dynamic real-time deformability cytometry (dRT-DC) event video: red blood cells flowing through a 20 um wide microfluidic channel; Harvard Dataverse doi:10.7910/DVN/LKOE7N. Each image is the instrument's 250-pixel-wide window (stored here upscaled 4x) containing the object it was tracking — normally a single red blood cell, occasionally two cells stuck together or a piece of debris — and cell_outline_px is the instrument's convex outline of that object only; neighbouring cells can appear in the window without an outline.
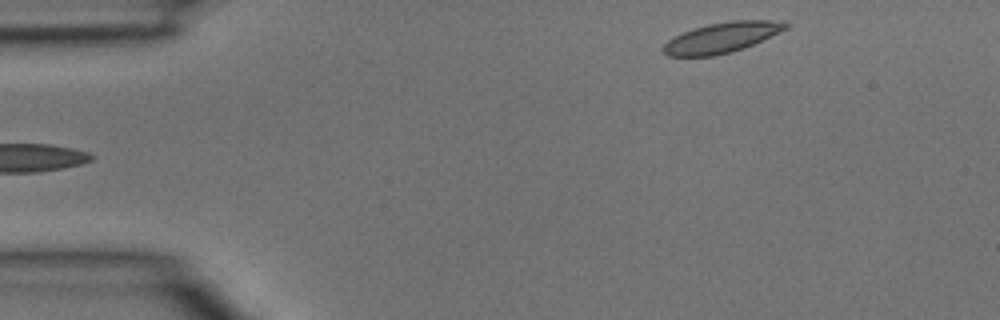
{"species": "common noctule bat (a hibernating species)", "species_latin": "Nyctalus noctula", "temperature_condition": "room temperature", "stored_images_in_passage": 4, "segment_of_instrument_passage": [2, 2], "camera_frame_rate_fps": 3000, "um_per_image_px": 0.085, "animal": {"sex": "male", "body_mass_g": 15.6}, "frame": {"image": 1, "passage_image": 4, "time_ms": 1.0, "image_size_px": [1000, 320], "cell_outline_px": [[792, 24], [788, 28], [744, 48], [732, 52], [712, 56], [668, 56], [664, 52], [664, 44], [668, 40], [684, 32], [708, 24], [732, 20], [788, 20]], "centroid_in_image_um": [61.44, 3.17], "position_along_channel_um": 23.6, "area_um2": 21.56}}